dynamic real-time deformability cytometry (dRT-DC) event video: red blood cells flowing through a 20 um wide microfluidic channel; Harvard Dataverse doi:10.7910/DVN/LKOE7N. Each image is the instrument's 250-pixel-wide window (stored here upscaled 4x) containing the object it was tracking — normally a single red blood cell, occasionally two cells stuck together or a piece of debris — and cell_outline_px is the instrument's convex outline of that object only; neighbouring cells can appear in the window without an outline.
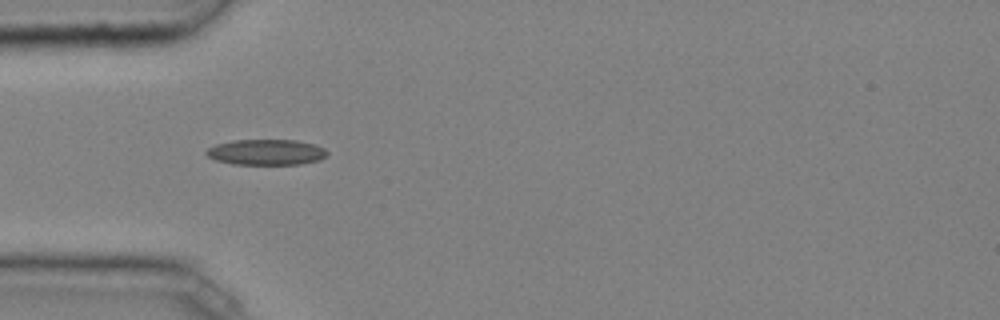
{"species": "common noctule bat (a hibernating species)", "species_latin": "Nyctalus noctula", "temperature_condition": "cold", "stored_images_in_passage": 33, "camera_frame_rate_fps": 3000, "um_per_image_px": 0.085, "animal": {"sex": "male", "body_mass_g": 20.4}, "frame": {"image": 1, "passage_image": 1, "time_ms": 0.0, "image_size_px": [1000, 320], "cell_outline_px": [[328, 156], [320, 160], [300, 164], [232, 164], [216, 160], [208, 156], [204, 152], [208, 148], [216, 144], [232, 140], [296, 140], [316, 144], [324, 148], [328, 152]], "centroid_in_image_um": [22.66, 12.93], "position_along_channel_um": 62.3, "area_um2": 18.21}}
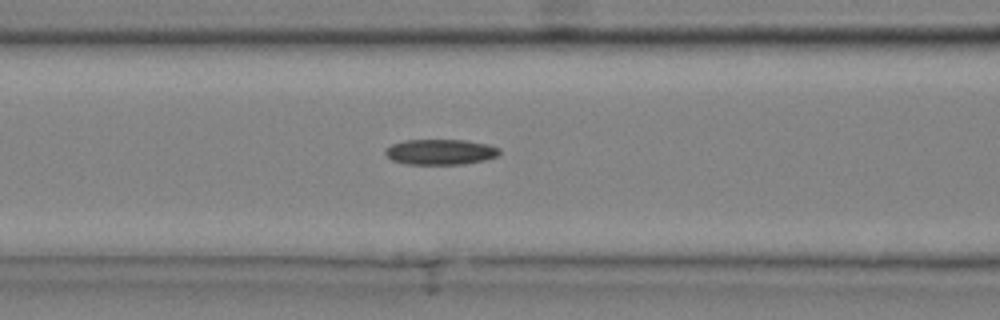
{"frame": {"image": 2, "passage_image": 6, "time_ms": 1.667, "image_size_px": [1000, 320], "cell_outline_px": [[500, 152], [496, 156], [484, 160], [464, 164], [404, 164], [392, 160], [384, 152], [384, 148], [392, 144], [404, 140], [464, 140], [488, 144], [500, 148]], "centroid_in_image_um": [37.41, 12.91], "position_along_channel_um": 129.2, "area_um2": 16.99}, "authors_computed_cell_mechanics": {"area_um2": 16.9354, "velocity_mm_per_s": 4.0766, "shape_relaxation_time_tau1_ms": 8.9113, "shape_relaxation_time_tau2_ms": null, "deformation_change_tau1": 0.1425, "deformation_change_tau2": null}}